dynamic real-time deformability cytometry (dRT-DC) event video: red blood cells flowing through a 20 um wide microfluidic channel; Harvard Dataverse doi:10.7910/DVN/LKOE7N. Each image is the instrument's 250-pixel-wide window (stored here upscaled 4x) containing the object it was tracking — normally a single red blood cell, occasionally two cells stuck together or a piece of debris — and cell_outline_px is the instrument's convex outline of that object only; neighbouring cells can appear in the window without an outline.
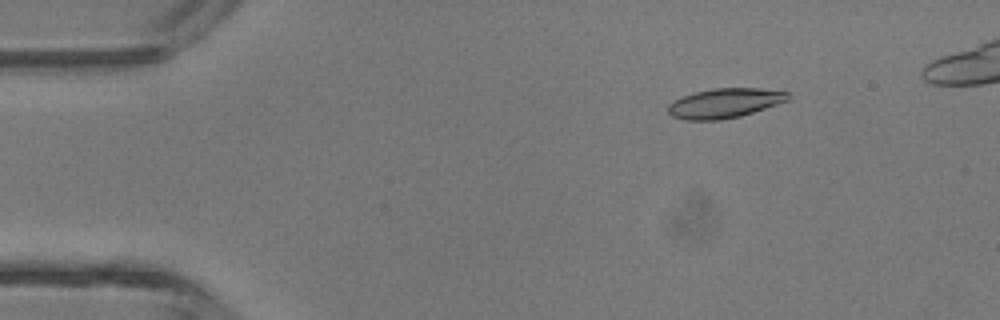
{"species": "common noctule bat (a hibernating species)", "species_latin": "Nyctalus noctula", "temperature_condition": "room temperature", "stored_images_in_passage": 5, "camera_frame_rate_fps": 3000, "um_per_image_px": 0.085, "animal": {"sex": "male", "body_mass_g": 13.3}, "frame": {"image": 1, "passage_image": 2, "time_ms": 1.333, "image_size_px": [1000, 320], "cell_outline_px": [[788, 100], [740, 116], [720, 120], [684, 120], [672, 116], [668, 112], [668, 104], [684, 96], [696, 92], [712, 88], [760, 88], [788, 92]], "centroid_in_image_um": [61.57, 8.77], "position_along_channel_um": 23.4, "area_um2": 20.4}}